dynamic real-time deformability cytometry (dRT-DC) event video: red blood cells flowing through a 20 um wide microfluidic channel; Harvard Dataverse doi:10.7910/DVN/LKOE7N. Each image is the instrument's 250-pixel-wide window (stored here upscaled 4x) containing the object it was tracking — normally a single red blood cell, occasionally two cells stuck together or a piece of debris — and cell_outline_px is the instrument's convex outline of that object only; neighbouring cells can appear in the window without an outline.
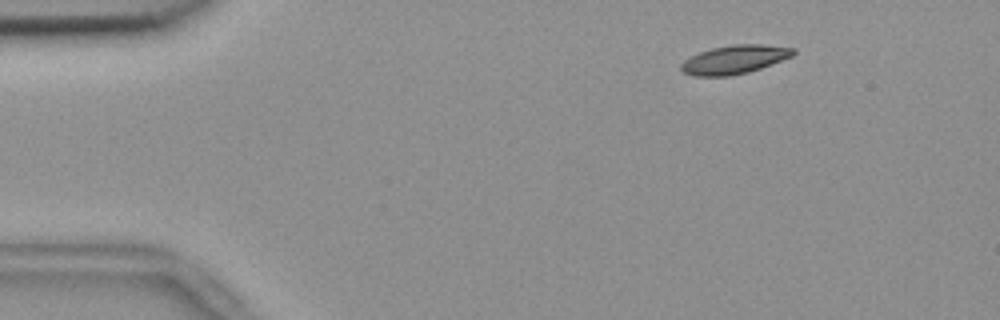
{"species": "common noctule bat (a hibernating species)", "species_latin": "Nyctalus noctula", "temperature_condition": "room temperature", "stored_images_in_passage": 56, "camera_frame_rate_fps": 3000, "um_per_image_px": 0.085, "animal": {"sex": "female", "body_mass_g": 18.4}, "frame": {"image": 1, "passage_image": 8, "time_ms": 2.333, "image_size_px": [1000, 320], "cell_outline_px": [[796, 52], [792, 56], [772, 64], [748, 72], [728, 76], [696, 76], [684, 72], [680, 68], [680, 64], [684, 60], [700, 52], [712, 48], [732, 44], [760, 44], [796, 48]], "centroid_in_image_um": [62.45, 5.05], "position_along_channel_um": 22.6, "area_um2": 18.61}}
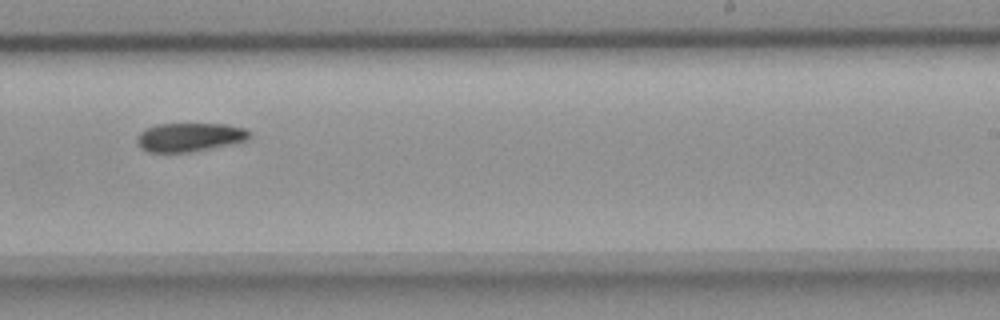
{"frame": {"image": 2, "passage_image": 35, "time_ms": 11.333, "image_size_px": [1000, 320], "cell_outline_px": [[252, 136], [248, 140], [232, 144], [192, 152], [148, 152], [140, 148], [136, 140], [140, 132], [156, 124], [224, 124], [244, 128], [252, 132]], "centroid_in_image_um": [16.15, 11.66], "position_along_channel_um": 272.8, "area_um2": 18.96}}
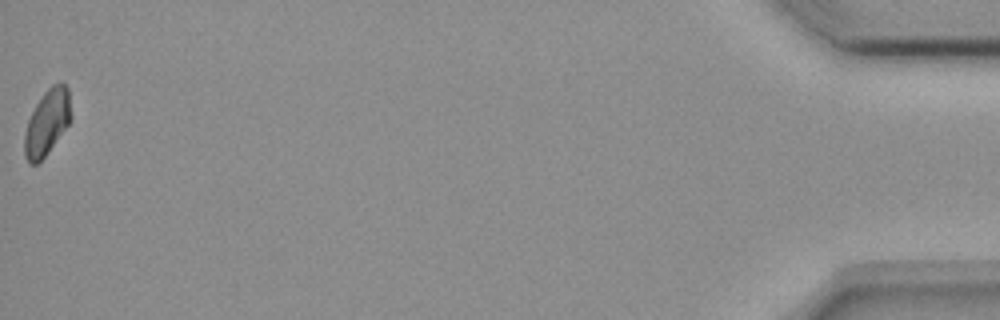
{"frame": {"image": 3, "passage_image": 56, "time_ms": 18.333, "image_size_px": [1000, 320], "cell_outline_px": [[72, 116], [68, 124], [48, 152], [36, 164], [28, 164], [24, 156], [24, 132], [28, 120], [36, 104], [44, 92], [52, 84], [60, 80], [68, 88]], "centroid_in_image_um": [3.99, 10.38], "position_along_channel_um": 431.2, "area_um2": 17.8}, "authors_computed_cell_mechanics": {"area_um2": 18.9006, "velocity_mm_per_s": 3.6568, "shape_relaxation_time_tau1_ms": 8.8305, "shape_relaxation_time_tau2_ms": null, "deformation_change_tau1": 0.1572, "deformation_change_tau2": null}}